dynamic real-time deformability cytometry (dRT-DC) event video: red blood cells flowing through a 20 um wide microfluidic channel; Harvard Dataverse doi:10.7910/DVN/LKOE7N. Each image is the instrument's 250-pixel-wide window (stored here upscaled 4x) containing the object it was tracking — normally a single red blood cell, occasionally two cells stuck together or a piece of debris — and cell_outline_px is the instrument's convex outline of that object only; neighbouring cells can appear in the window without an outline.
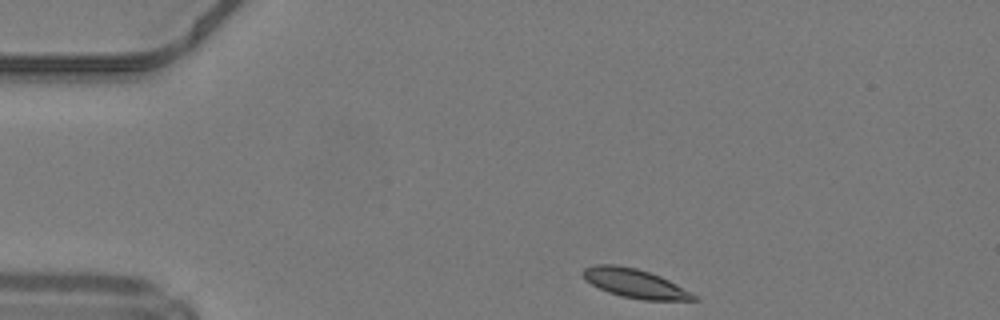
{"species": "common noctule bat (a hibernating species)", "species_latin": "Nyctalus noctula", "temperature_condition": "warm", "stored_images_in_passage": 11, "camera_frame_rate_fps": 3000, "um_per_image_px": 0.085, "animal": {"sex": "male", "body_mass_g": 19.2, "forearm_length_mm": 51.8}, "frame": {"image": 1, "passage_image": 1, "time_ms": 0.0, "image_size_px": [1000, 320], "cell_outline_px": [[700, 300], [644, 300], [620, 296], [608, 292], [584, 280], [580, 272], [584, 268], [596, 264], [616, 264], [636, 268], [660, 276], [692, 292]], "centroid_in_image_um": [53.93, 24.08], "position_along_channel_um": 31.1, "area_um2": 18.73}}
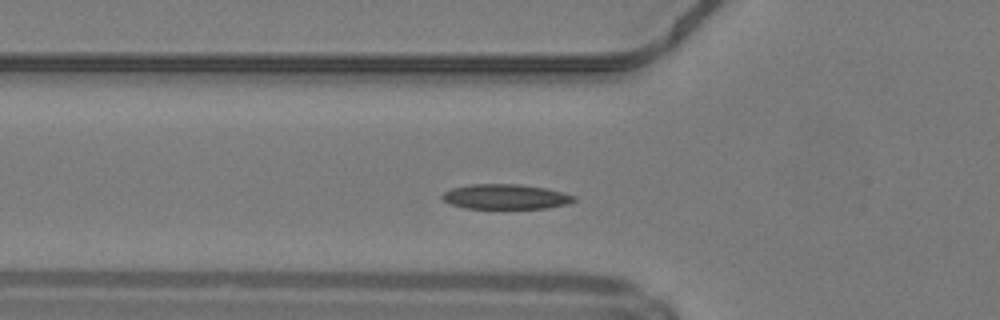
{"frame": {"image": 2, "passage_image": 9, "time_ms": 2.667, "image_size_px": [1000, 320], "cell_outline_px": [[576, 200], [568, 204], [548, 208], [464, 208], [452, 204], [444, 200], [440, 196], [444, 192], [452, 188], [472, 184], [520, 184], [548, 188], [576, 196]], "centroid_in_image_um": [43.01, 16.71], "position_along_channel_um": 82.8, "area_um2": 19.19}}